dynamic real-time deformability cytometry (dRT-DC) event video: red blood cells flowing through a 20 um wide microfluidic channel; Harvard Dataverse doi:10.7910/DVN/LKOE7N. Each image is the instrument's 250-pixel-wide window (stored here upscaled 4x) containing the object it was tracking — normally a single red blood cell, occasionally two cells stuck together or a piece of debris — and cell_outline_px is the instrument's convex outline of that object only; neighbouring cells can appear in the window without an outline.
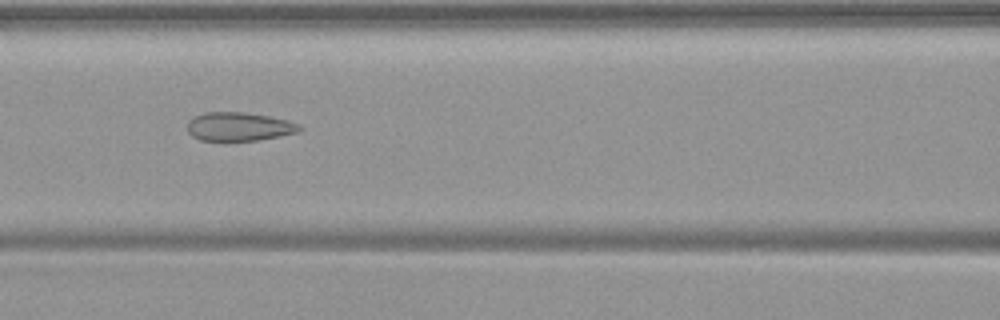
{"species": "common noctule bat (a hibernating species)", "species_latin": "Nyctalus noctula", "temperature_condition": "warm", "stored_images_in_passage": 33, "camera_frame_rate_fps": 3000, "um_per_image_px": 0.085, "animal": {"sex": "female", "body_mass_g": 19.9}, "frame": {"image": 1, "passage_image": 10, "time_ms": 3.0, "image_size_px": [1000, 320], "cell_outline_px": [[304, 128], [300, 132], [260, 140], [200, 140], [192, 136], [188, 132], [188, 120], [204, 112], [244, 112], [268, 116], [288, 120], [300, 124]], "centroid_in_image_um": [20.36, 10.76], "position_along_channel_um": 146.2, "area_um2": 18.79}}
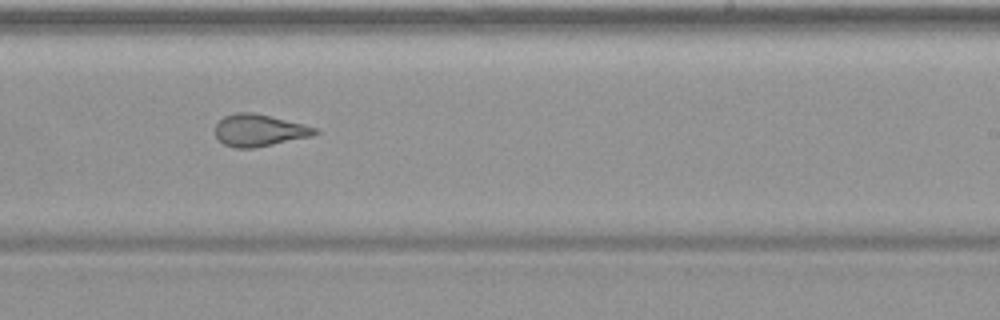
{"frame": {"image": 2, "passage_image": 19, "time_ms": 6.0, "image_size_px": [1000, 320], "cell_outline_px": [[320, 132], [312, 136], [252, 148], [236, 148], [224, 144], [216, 136], [216, 124], [224, 116], [236, 112], [252, 112], [304, 124], [320, 128]], "centroid_in_image_um": [22.06, 11.07], "position_along_channel_um": 266.9, "area_um2": 18.5}}
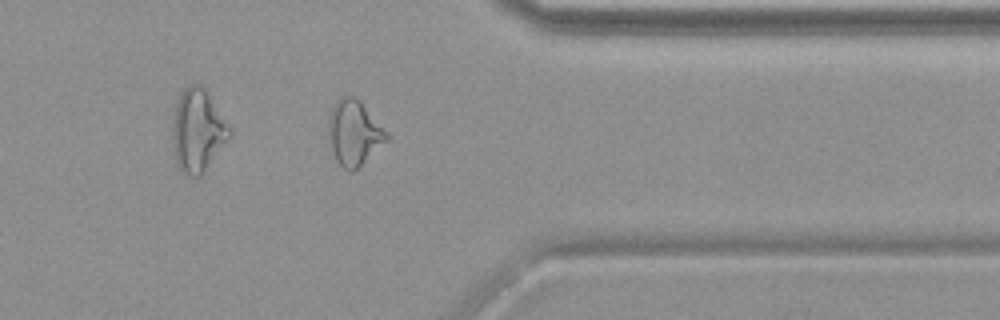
{"frame": {"image": 3, "passage_image": 28, "time_ms": 9.0, "image_size_px": [1000, 320], "cell_outline_px": [[388, 140], [352, 172], [348, 172], [336, 160], [332, 152], [328, 128], [328, 116], [336, 100], [344, 96], [352, 96], [360, 100], [388, 132]], "centroid_in_image_um": [30.09, 11.27], "position_along_channel_um": 381.3, "area_um2": 21.91}}